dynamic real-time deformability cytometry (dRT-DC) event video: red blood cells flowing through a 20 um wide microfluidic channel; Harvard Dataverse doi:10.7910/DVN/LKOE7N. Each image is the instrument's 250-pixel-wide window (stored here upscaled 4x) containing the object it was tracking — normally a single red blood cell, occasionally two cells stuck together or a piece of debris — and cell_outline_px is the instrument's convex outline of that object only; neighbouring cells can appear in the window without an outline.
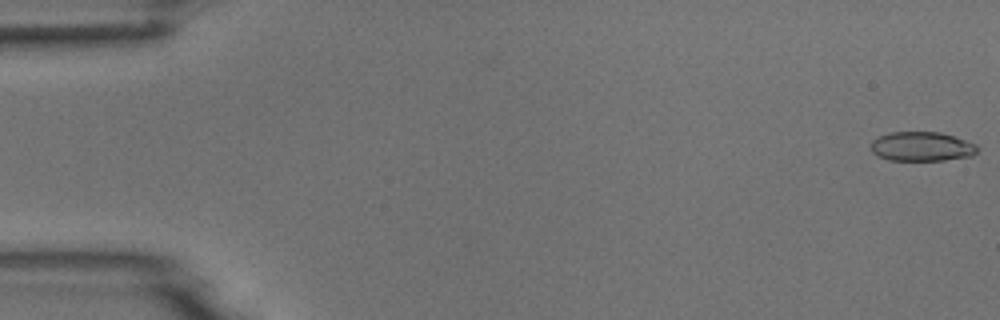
{"species": "common noctule bat (a hibernating species)", "species_latin": "Nyctalus noctula", "temperature_condition": "room temperature", "stored_images_in_passage": 7, "camera_frame_rate_fps": 3000, "um_per_image_px": 0.085, "animal": {"sex": "male", "body_mass_g": 18.8}, "frame": {"image": 1, "passage_image": 1, "time_ms": 0.0, "image_size_px": [1000, 320], "cell_outline_px": [[980, 148], [972, 156], [944, 160], [888, 160], [876, 156], [872, 152], [872, 140], [880, 136], [892, 132], [940, 132], [976, 144]], "centroid_in_image_um": [78.35, 12.46], "position_along_channel_um": 6.6, "area_um2": 18.15}}
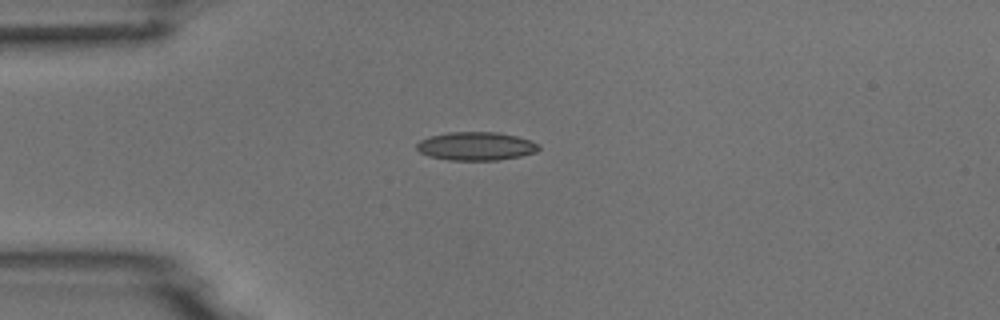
{"frame": {"image": 2, "passage_image": 4, "time_ms": 1.0, "image_size_px": [1000, 320], "cell_outline_px": [[540, 148], [536, 152], [520, 156], [496, 160], [448, 160], [428, 156], [420, 152], [416, 148], [416, 144], [420, 140], [428, 136], [448, 132], [496, 132], [516, 136], [528, 140], [536, 144]], "centroid_in_image_um": [40.4, 12.42], "position_along_channel_um": 44.6, "area_um2": 20.11}}
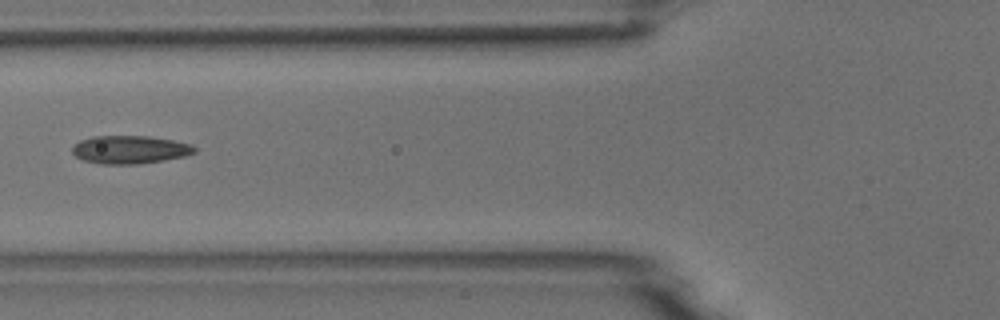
{"frame": {"image": 3, "passage_image": 6, "time_ms": 1.667, "image_size_px": [1000, 320], "cell_outline_px": [[196, 152], [184, 156], [164, 160], [140, 164], [100, 164], [84, 160], [76, 156], [72, 152], [72, 148], [80, 140], [92, 136], [148, 136], [172, 140], [192, 144], [196, 148]], "centroid_in_image_um": [11.05, 12.72], "position_along_channel_um": 114.8, "area_um2": 20.0}}